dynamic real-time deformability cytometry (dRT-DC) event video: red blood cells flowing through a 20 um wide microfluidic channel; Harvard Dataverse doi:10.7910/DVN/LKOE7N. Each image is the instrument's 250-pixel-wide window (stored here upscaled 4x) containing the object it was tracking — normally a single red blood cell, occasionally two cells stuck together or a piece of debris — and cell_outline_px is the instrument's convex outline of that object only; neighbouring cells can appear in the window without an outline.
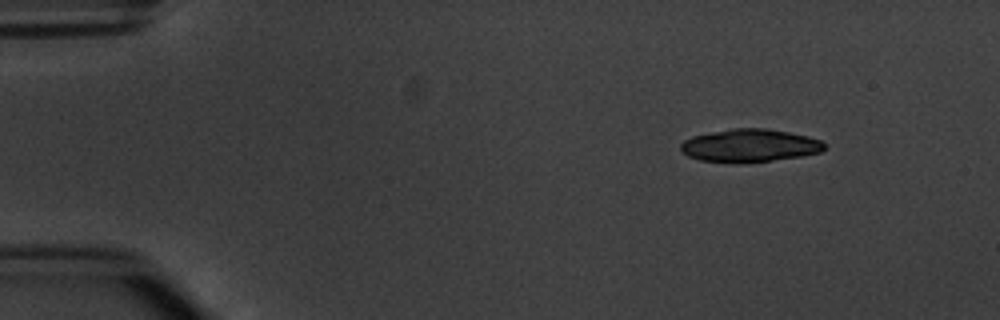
{"species": "common noctule bat (a hibernating species)", "species_latin": "Nyctalus noctula", "temperature_condition": "warm", "stored_images_in_passage": 7, "camera_frame_rate_fps": 3000, "um_per_image_px": 0.085, "animal": {"sex": "male", "body_mass_g": 20.1, "forearm_length_mm": 53.5}, "frame": {"image": 1, "passage_image": 2, "time_ms": 1.0, "image_size_px": [1000, 320], "cell_outline_px": [[824, 148], [820, 152], [800, 156], [772, 160], [740, 164], [736, 164], [700, 160], [688, 156], [680, 148], [680, 144], [684, 140], [692, 136], [732, 128], [764, 128], [788, 132], [808, 136], [820, 140], [824, 144]], "centroid_in_image_um": [63.69, 12.38], "position_along_channel_um": 21.3, "area_um2": 27.57}}